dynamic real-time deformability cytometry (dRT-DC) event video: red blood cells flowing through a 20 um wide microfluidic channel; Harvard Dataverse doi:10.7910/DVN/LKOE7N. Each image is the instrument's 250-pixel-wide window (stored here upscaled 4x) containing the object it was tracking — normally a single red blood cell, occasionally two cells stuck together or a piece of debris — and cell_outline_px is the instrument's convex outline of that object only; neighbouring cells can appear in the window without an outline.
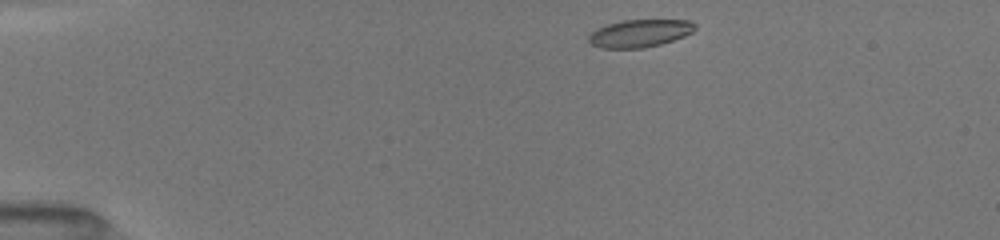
{"species": "common noctule bat (a hibernating species)", "species_latin": "Nyctalus noctula", "temperature_condition": "room temperature", "stored_images_in_passage": 11, "camera_frame_rate_fps": 3000, "um_per_image_px": 0.085, "animal": {"sex": "female", "body_mass_g": 19.5, "forearm_length_mm": 54.1}, "frame": {"image": 1, "passage_image": 1, "time_ms": 0.0, "image_size_px": [1000, 240], "cell_outline_px": [[696, 28], [692, 32], [684, 36], [660, 44], [644, 48], [600, 48], [588, 44], [588, 36], [596, 28], [608, 24], [624, 20], [692, 20], [696, 24]], "centroid_in_image_um": [54.36, 2.83], "position_along_channel_um": 30.6, "area_um2": 17.22}}
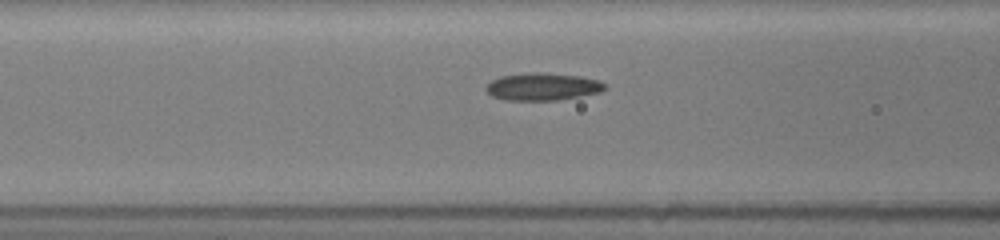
{"frame": {"image": 2, "passage_image": 6, "time_ms": 4.0, "image_size_px": [1000, 240], "cell_outline_px": [[608, 88], [600, 92], [580, 96], [556, 100], [504, 100], [492, 96], [484, 88], [492, 80], [500, 76], [528, 72], [536, 72], [580, 76], [600, 80], [608, 84]], "centroid_in_image_um": [46.15, 7.36], "position_along_channel_um": 120.4, "area_um2": 19.13}}
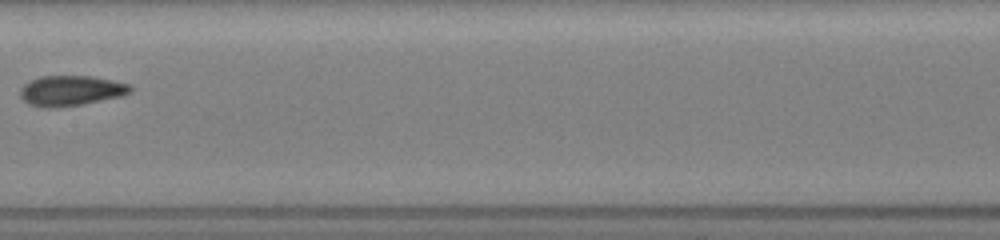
{"frame": {"image": 3, "passage_image": 8, "time_ms": 6.0, "image_size_px": [1000, 240], "cell_outline_px": [[132, 92], [120, 96], [80, 104], [52, 108], [44, 108], [28, 104], [20, 96], [20, 88], [28, 80], [40, 76], [92, 76], [112, 80], [128, 84], [132, 88]], "centroid_in_image_um": [5.97, 7.7], "position_along_channel_um": 201.4, "area_um2": 19.36}}